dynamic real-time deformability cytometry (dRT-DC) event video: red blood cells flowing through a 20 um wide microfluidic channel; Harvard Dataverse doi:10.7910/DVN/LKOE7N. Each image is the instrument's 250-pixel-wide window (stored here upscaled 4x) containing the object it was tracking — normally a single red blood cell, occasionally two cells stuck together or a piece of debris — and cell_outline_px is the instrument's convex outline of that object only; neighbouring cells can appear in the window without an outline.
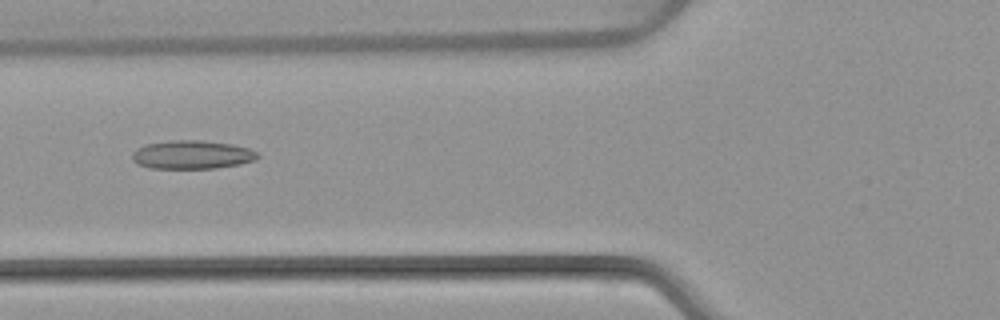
{"species": "common noctule bat (a hibernating species)", "species_latin": "Nyctalus noctula", "temperature_condition": "warm", "stored_images_in_passage": 7, "camera_frame_rate_fps": 3000, "um_per_image_px": 0.085, "animal": {"sex": "female", "body_mass_g": 22.7, "forearm_length_mm": 54.2}, "frame": {"image": 1, "passage_image": 5, "time_ms": 5.667, "image_size_px": [1000, 320], "cell_outline_px": [[260, 156], [256, 160], [240, 164], [216, 168], [148, 168], [136, 164], [132, 160], [132, 152], [136, 148], [144, 144], [172, 140], [204, 140], [232, 144], [248, 148], [256, 152]], "centroid_in_image_um": [16.29, 13.14], "position_along_channel_um": 109.5, "area_um2": 21.1}}
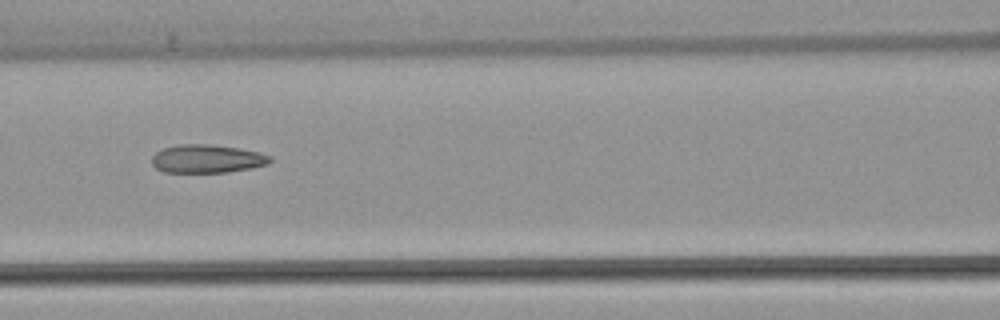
{"frame": {"image": 2, "passage_image": 6, "time_ms": 6.667, "image_size_px": [1000, 320], "cell_outline_px": [[272, 160], [268, 164], [252, 168], [228, 172], [164, 172], [156, 168], [152, 164], [152, 156], [156, 152], [164, 148], [180, 144], [208, 144], [240, 148], [272, 156]], "centroid_in_image_um": [17.61, 13.5], "position_along_channel_um": 149.0, "area_um2": 19.48}}
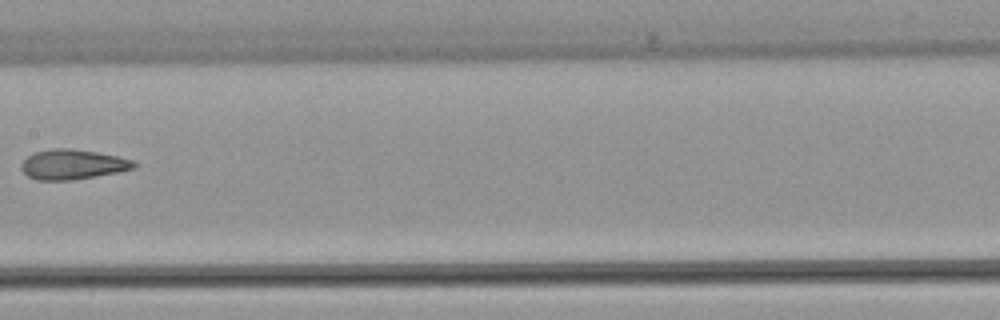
{"frame": {"image": 3, "passage_image": 7, "time_ms": 8.0, "image_size_px": [1000, 320], "cell_outline_px": [[136, 168], [120, 172], [72, 180], [36, 180], [28, 176], [20, 168], [20, 164], [28, 156], [36, 152], [52, 148], [72, 148], [96, 152], [116, 156], [132, 160], [136, 164]], "centroid_in_image_um": [6.17, 13.98], "position_along_channel_um": 201.2, "area_um2": 19.65}}